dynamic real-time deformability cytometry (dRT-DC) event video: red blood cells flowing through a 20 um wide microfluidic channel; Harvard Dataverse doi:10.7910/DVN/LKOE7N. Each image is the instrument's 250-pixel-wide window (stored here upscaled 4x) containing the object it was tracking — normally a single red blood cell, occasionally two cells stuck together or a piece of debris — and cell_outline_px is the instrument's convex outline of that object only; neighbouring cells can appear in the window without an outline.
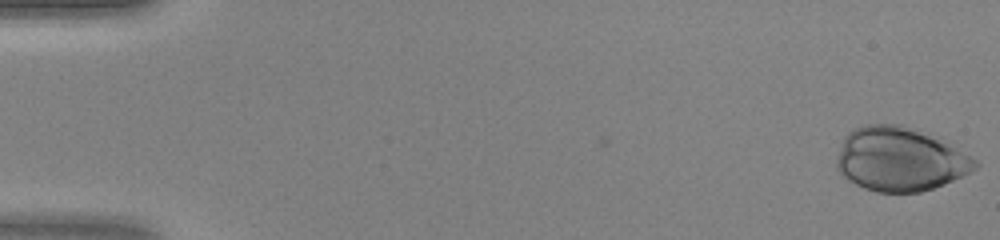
{"species": "human", "species_latin": "Homo sapiens", "temperature_condition": "warm", "stored_images_in_passage": 47, "camera_frame_rate_fps": 3000, "um_per_image_px": 0.085, "donor": {"sex": "female"}, "frame": {"image": 1, "passage_image": 1, "time_ms": 0.0, "image_size_px": [1000, 240], "cell_outline_px": [[980, 164], [976, 168], [944, 184], [920, 192], [876, 192], [864, 188], [848, 180], [836, 168], [836, 160], [844, 136], [848, 132], [856, 128], [868, 124], [900, 124], [928, 136], [976, 160]], "centroid_in_image_um": [76.4, 13.56], "position_along_channel_um": 8.6, "area_um2": 50.11}}
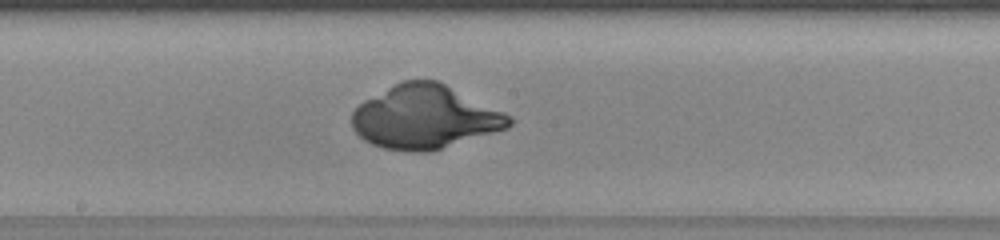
{"frame": {"image": 2, "passage_image": 26, "time_ms": 8.333, "image_size_px": [1000, 240], "cell_outline_px": [[516, 120], [508, 128], [428, 152], [412, 152], [384, 148], [372, 144], [364, 140], [352, 128], [352, 112], [364, 100], [404, 80], [436, 80], [504, 112], [512, 116]], "centroid_in_image_um": [36.12, 9.96], "position_along_channel_um": 212.1, "area_um2": 57.63}}
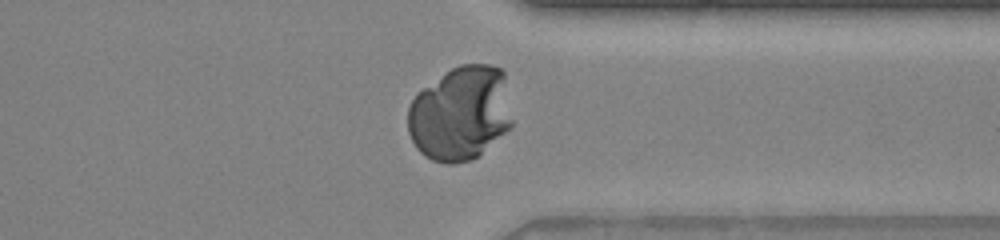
{"frame": {"image": 3, "passage_image": 37, "time_ms": 12.0, "image_size_px": [1000, 240], "cell_outline_px": [[512, 128], [472, 160], [452, 164], [444, 164], [432, 160], [424, 156], [416, 148], [408, 132], [408, 108], [416, 92], [452, 68], [460, 64], [492, 64], [500, 68], [504, 72], [512, 120]], "centroid_in_image_um": [39.13, 9.65], "position_along_channel_um": 372.3, "area_um2": 57.97}}